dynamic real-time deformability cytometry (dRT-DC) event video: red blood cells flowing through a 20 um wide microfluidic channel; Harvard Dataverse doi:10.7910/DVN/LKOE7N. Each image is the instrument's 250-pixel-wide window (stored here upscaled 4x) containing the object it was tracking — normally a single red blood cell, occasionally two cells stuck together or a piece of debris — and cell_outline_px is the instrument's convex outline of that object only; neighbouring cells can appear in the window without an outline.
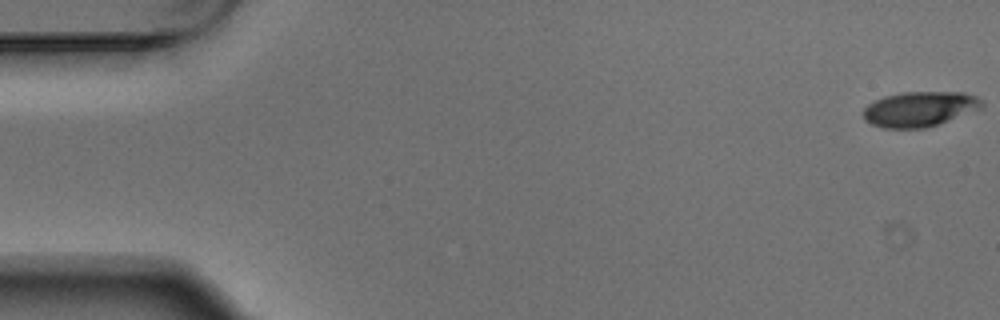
{"species": "Egyptian fruit bat (a non-hibernating species)", "species_latin": "Rousettus aegyptiacus", "temperature_condition": "warm", "stored_images_in_passage": 5, "segment_of_instrument_passage": [1, 2], "camera_frame_rate_fps": 3000, "um_per_image_px": 0.085, "animal": {"sex": "male"}, "frame": {"image": 1, "passage_image": 1, "time_ms": 0.0, "image_size_px": [1000, 320], "cell_outline_px": [[984, 108], [924, 128], [884, 128], [872, 124], [864, 120], [864, 108], [868, 104], [884, 96], [900, 92], [964, 92], [976, 96], [984, 100]], "centroid_in_image_um": [78.2, 9.25], "position_along_channel_um": 6.8, "area_um2": 24.28}}